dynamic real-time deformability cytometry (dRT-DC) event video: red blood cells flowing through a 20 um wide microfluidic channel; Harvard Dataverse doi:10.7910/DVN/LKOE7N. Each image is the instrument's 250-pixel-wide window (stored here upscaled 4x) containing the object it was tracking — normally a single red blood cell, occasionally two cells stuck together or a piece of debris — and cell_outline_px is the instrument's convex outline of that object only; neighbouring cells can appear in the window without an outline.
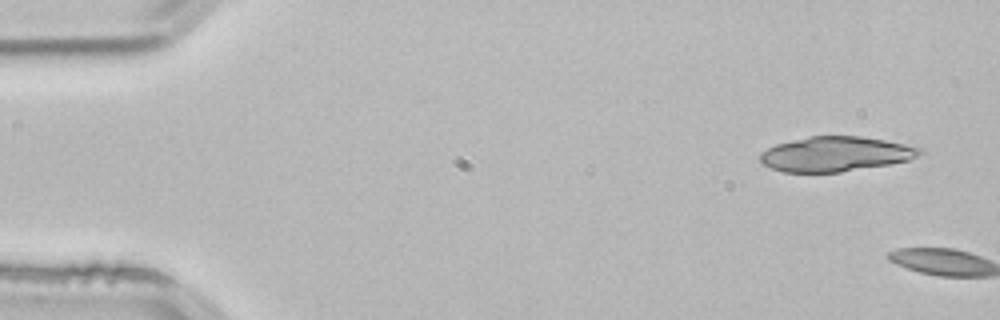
{"species": "common noctule bat (a hibernating species)", "species_latin": "Nyctalus noctula", "temperature_condition": "room temperature", "stored_images_in_passage": 6, "camera_frame_rate_fps": 3000, "um_per_image_px": 0.085, "animal": {"sex": "male", "body_mass_g": 21.5, "forearm_length_mm": 52.0}, "frame": {"image": 1, "passage_image": 1, "time_ms": 0.0, "image_size_px": [1000, 320], "cell_outline_px": [[924, 152], [908, 160], [888, 164], [840, 172], [784, 172], [772, 168], [764, 164], [760, 160], [760, 152], [776, 144], [808, 136], [860, 136], [884, 140], [924, 148]], "centroid_in_image_um": [71.02, 13.08], "position_along_channel_um": 14.0, "area_um2": 32.19}}